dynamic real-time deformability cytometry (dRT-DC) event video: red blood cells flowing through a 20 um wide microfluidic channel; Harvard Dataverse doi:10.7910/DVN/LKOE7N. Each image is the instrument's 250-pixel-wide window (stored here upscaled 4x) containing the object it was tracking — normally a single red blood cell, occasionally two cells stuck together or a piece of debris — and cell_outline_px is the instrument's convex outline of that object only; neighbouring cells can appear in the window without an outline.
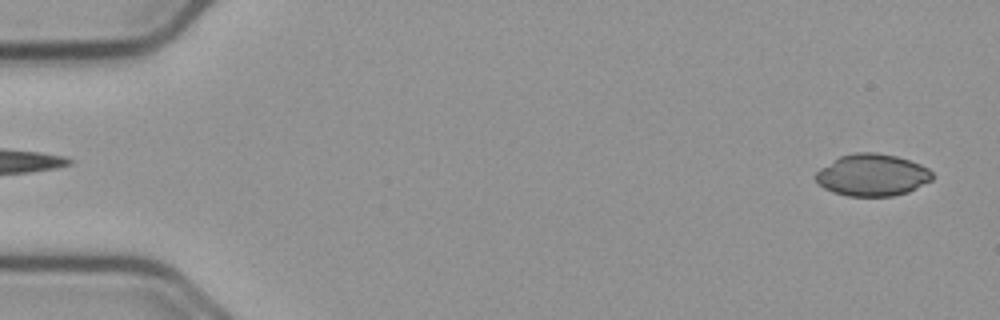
{"species": "common noctule bat (a hibernating species)", "species_latin": "Nyctalus noctula", "temperature_condition": "cold", "stored_images_in_passage": 53, "camera_frame_rate_fps": 3000, "um_per_image_px": 0.085, "animal": {"sex": "male", "body_mass_g": 23.1, "forearm_length_mm": 52.7}, "frame": {"image": 1, "passage_image": 1, "time_ms": 0.0, "image_size_px": [1000, 320], "cell_outline_px": [[932, 180], [908, 192], [892, 196], [848, 196], [832, 192], [824, 188], [816, 180], [816, 172], [820, 168], [840, 156], [856, 152], [876, 152], [896, 156], [920, 164], [928, 168], [932, 172]], "centroid_in_image_um": [74.14, 14.88], "position_along_channel_um": 10.9, "area_um2": 28.44}}
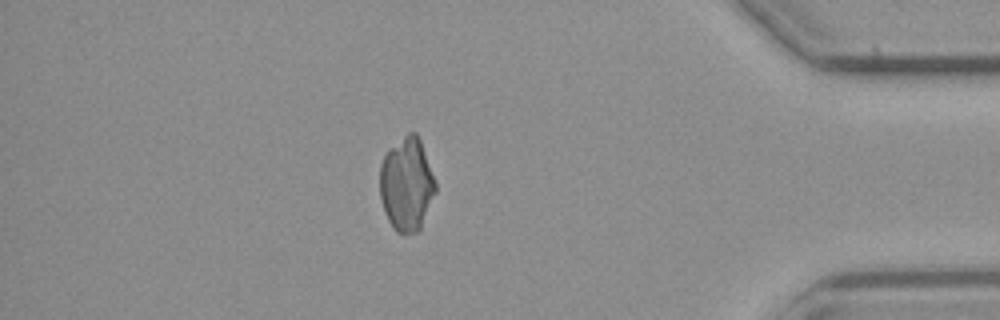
{"frame": {"image": 2, "passage_image": 46, "time_ms": 15.0, "image_size_px": [1000, 320], "cell_outline_px": [[436, 192], [420, 232], [396, 232], [392, 228], [384, 212], [380, 196], [380, 164], [384, 156], [408, 132], [416, 132], [420, 140], [436, 184]], "centroid_in_image_um": [34.57, 15.72], "position_along_channel_um": 400.6, "area_um2": 30.11}}